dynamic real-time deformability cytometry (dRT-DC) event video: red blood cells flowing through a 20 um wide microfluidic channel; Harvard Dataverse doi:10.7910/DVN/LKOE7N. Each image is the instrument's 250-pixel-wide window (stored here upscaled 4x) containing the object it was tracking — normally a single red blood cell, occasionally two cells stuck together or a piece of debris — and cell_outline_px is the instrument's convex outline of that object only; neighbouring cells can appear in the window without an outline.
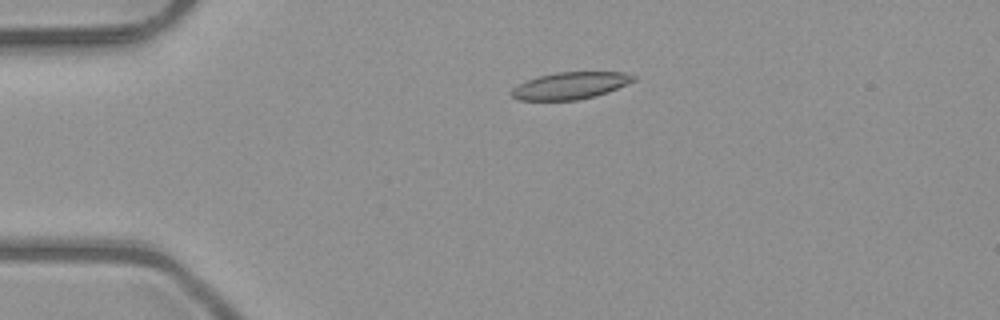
{"species": "common noctule bat (a hibernating species)", "species_latin": "Nyctalus noctula", "temperature_condition": "room temperature", "stored_images_in_passage": 52, "camera_frame_rate_fps": 3000, "um_per_image_px": 0.085, "animal": {"sex": "male", "body_mass_g": 23.1, "forearm_length_mm": 52.7}, "frame": {"image": 1, "passage_image": 12, "time_ms": 3.667, "image_size_px": [1000, 320], "cell_outline_px": [[636, 80], [608, 92], [596, 96], [576, 100], [516, 100], [508, 92], [512, 88], [536, 76], [556, 72], [624, 72], [636, 76]], "centroid_in_image_um": [48.46, 7.28], "position_along_channel_um": 36.5, "area_um2": 19.31}}
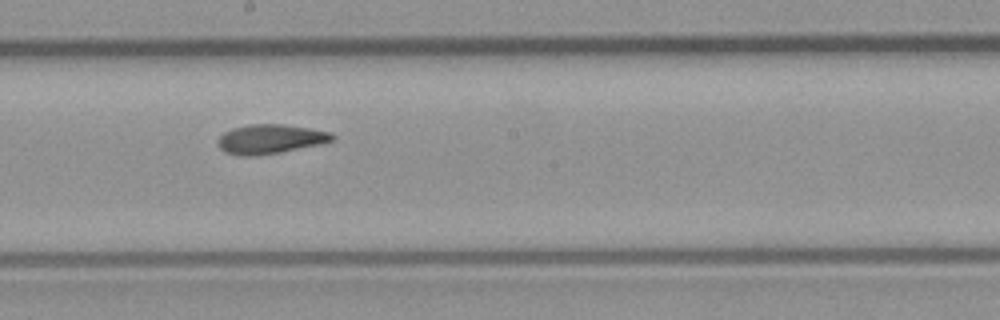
{"frame": {"image": 2, "passage_image": 29, "time_ms": 9.333, "image_size_px": [1000, 320], "cell_outline_px": [[336, 136], [332, 140], [320, 144], [280, 152], [256, 156], [240, 156], [224, 152], [216, 144], [216, 140], [224, 132], [232, 128], [252, 124], [284, 124], [332, 132]], "centroid_in_image_um": [22.93, 11.82], "position_along_channel_um": 225.3, "area_um2": 19.65}}
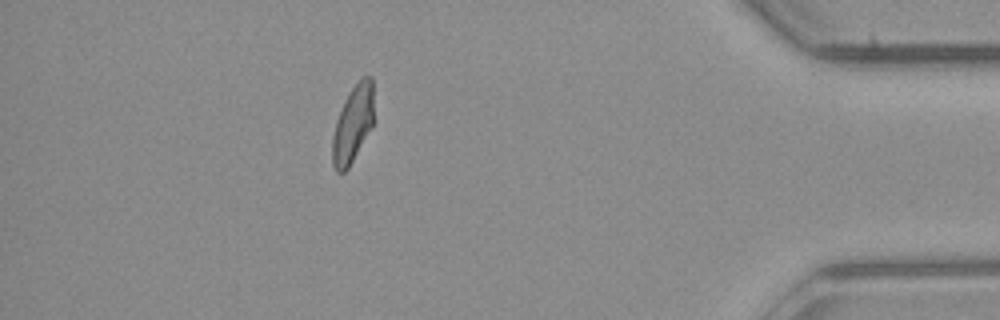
{"frame": {"image": 3, "passage_image": 46, "time_ms": 15.0, "image_size_px": [1000, 320], "cell_outline_px": [[372, 124], [348, 168], [344, 172], [336, 172], [332, 164], [332, 136], [336, 120], [344, 100], [348, 92], [364, 76], [372, 76]], "centroid_in_image_um": [29.94, 10.55], "position_along_channel_um": 405.3, "area_um2": 18.09}, "authors_computed_cell_mechanics": {"area_um2": 19.3341, "velocity_mm_per_s": 4.0362, "shape_relaxation_time_tau1_ms": 7.2651, "shape_relaxation_time_tau2_ms": 2.2391, "deformation_change_tau1": 0.183, "deformation_change_tau2": 0.0876}}